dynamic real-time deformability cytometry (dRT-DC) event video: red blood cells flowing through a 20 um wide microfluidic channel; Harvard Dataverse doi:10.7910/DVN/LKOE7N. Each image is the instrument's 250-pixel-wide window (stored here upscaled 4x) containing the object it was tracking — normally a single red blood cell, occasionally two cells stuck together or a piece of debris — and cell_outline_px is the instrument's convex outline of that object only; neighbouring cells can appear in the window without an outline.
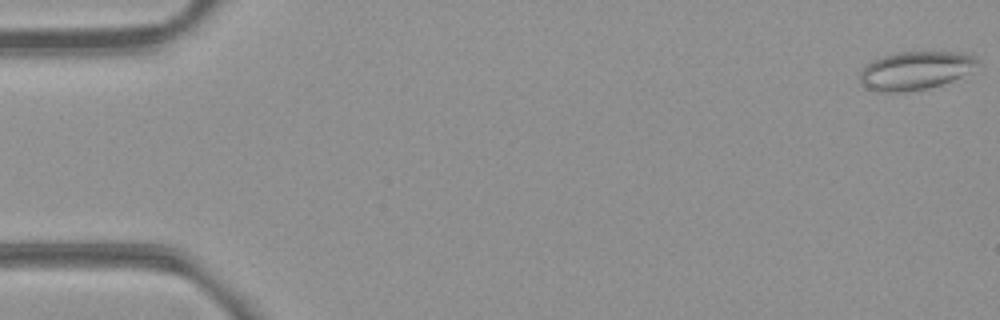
{"species": "common noctule bat (a hibernating species)", "species_latin": "Nyctalus noctula", "temperature_condition": "room temperature", "stored_images_in_passage": 50, "camera_frame_rate_fps": 3000, "um_per_image_px": 0.085, "animal": {"sex": "female", "body_mass_g": 21.9}, "frame": {"image": 1, "passage_image": 1, "time_ms": 0.0, "image_size_px": [1000, 320], "cell_outline_px": [[980, 60], [968, 72], [952, 80], [928, 88], [904, 92], [876, 92], [868, 88], [860, 80], [860, 72], [872, 60], [884, 56], [900, 52], [964, 52], [976, 56]], "centroid_in_image_um": [77.81, 5.99], "position_along_channel_um": 7.2, "area_um2": 25.95}}
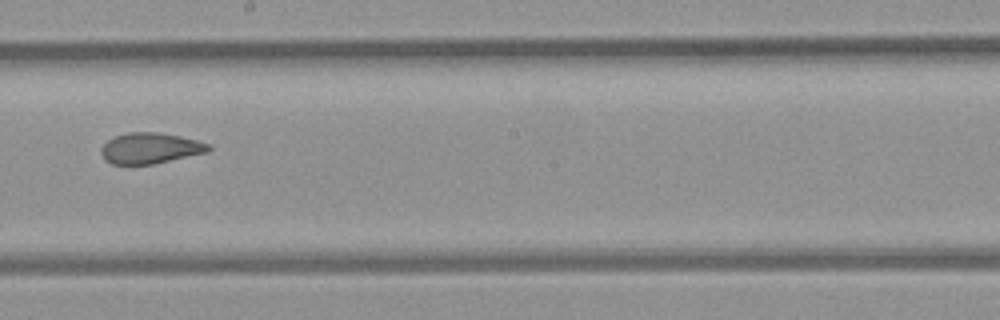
{"frame": {"image": 2, "passage_image": 31, "time_ms": 10.0, "image_size_px": [1000, 320], "cell_outline_px": [[212, 148], [208, 152], [152, 164], [112, 164], [104, 160], [100, 152], [100, 148], [108, 140], [116, 136], [128, 132], [156, 132], [180, 136], [196, 140], [208, 144]], "centroid_in_image_um": [12.74, 12.6], "position_along_channel_um": 235.5, "area_um2": 19.19}}
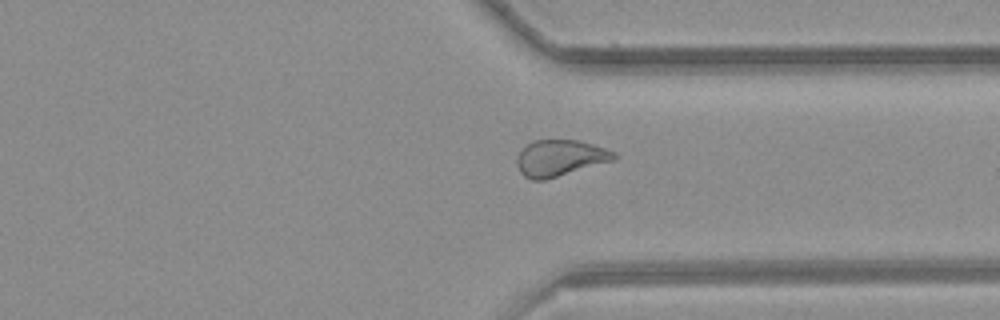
{"frame": {"image": 3, "passage_image": 41, "time_ms": 13.333, "image_size_px": [1000, 320], "cell_outline_px": [[620, 156], [612, 160], [544, 180], [532, 180], [524, 176], [520, 172], [516, 164], [516, 160], [520, 152], [528, 144], [536, 140], [576, 140], [592, 144], [616, 152]], "centroid_in_image_um": [47.59, 13.43], "position_along_channel_um": 363.8, "area_um2": 20.17}, "authors_computed_cell_mechanics": {"area_um2": 21.2704, "velocity_mm_per_s": 3.8634, "shape_relaxation_time_tau1_ms": null, "shape_relaxation_time_tau2_ms": 2.1142, "deformation_change_tau1": null, "deformation_change_tau2": 0.0921}}